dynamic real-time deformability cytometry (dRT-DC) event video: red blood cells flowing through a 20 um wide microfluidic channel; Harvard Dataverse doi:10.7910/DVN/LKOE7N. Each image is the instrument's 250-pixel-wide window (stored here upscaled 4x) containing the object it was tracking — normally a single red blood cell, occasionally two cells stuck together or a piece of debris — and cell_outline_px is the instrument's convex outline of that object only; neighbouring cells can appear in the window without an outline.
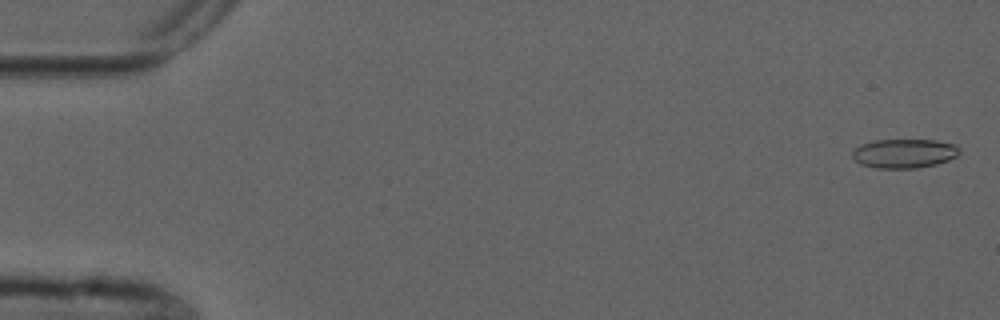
{"species": "common noctule bat (a hibernating species)", "species_latin": "Nyctalus noctula", "temperature_condition": "cold", "stored_images_in_passage": 55, "camera_frame_rate_fps": 3000, "um_per_image_px": 0.085, "animal": {"sex": "male", "forearm_length_mm": 52.5}, "frame": {"image": 1, "passage_image": 2, "time_ms": 0.333, "image_size_px": [1000, 320], "cell_outline_px": [[960, 152], [956, 156], [948, 160], [936, 164], [916, 168], [876, 168], [860, 164], [852, 156], [852, 152], [860, 144], [872, 140], [936, 140], [956, 144], [960, 148]], "centroid_in_image_um": [76.86, 13.03], "position_along_channel_um": 8.1, "area_um2": 18.26}}
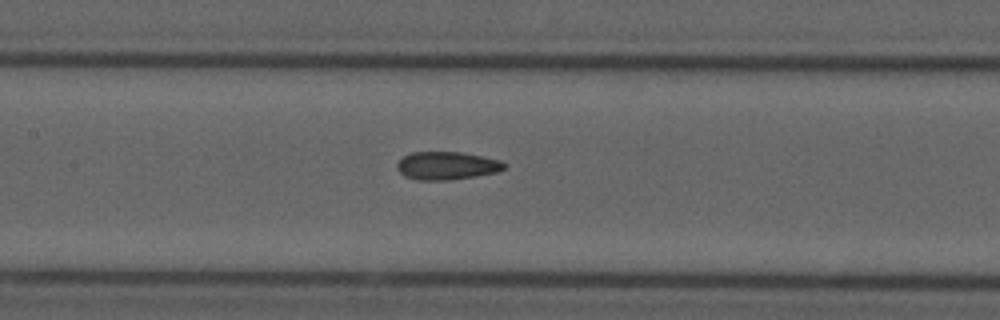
{"frame": {"image": 2, "passage_image": 26, "time_ms": 8.333, "image_size_px": [1000, 320], "cell_outline_px": [[504, 168], [496, 172], [476, 176], [448, 180], [416, 180], [404, 176], [396, 168], [396, 164], [404, 156], [412, 152], [460, 152], [500, 160], [504, 164]], "centroid_in_image_um": [37.93, 14.09], "position_along_channel_um": 169.5, "area_um2": 17.34}}
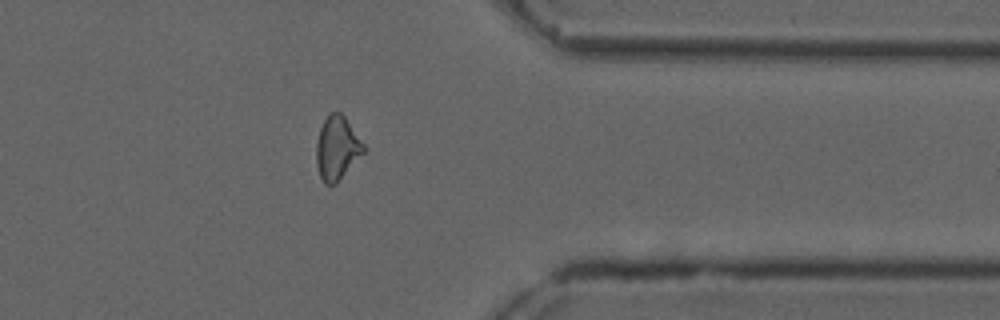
{"frame": {"image": 3, "passage_image": 44, "time_ms": 14.333, "image_size_px": [1000, 320], "cell_outline_px": [[364, 152], [336, 184], [324, 184], [320, 176], [316, 164], [316, 144], [320, 128], [328, 112], [340, 112], [344, 116], [364, 144]], "centroid_in_image_um": [28.63, 12.58], "position_along_channel_um": 382.8, "area_um2": 17.4}, "authors_computed_cell_mechanics": {"area_um2": 17.8602, "velocity_mm_per_s": 3.7578, "shape_relaxation_time_tau1_ms": null, "shape_relaxation_time_tau2_ms": 2.5652, "deformation_change_tau1": null, "deformation_change_tau2": 0.0988}}